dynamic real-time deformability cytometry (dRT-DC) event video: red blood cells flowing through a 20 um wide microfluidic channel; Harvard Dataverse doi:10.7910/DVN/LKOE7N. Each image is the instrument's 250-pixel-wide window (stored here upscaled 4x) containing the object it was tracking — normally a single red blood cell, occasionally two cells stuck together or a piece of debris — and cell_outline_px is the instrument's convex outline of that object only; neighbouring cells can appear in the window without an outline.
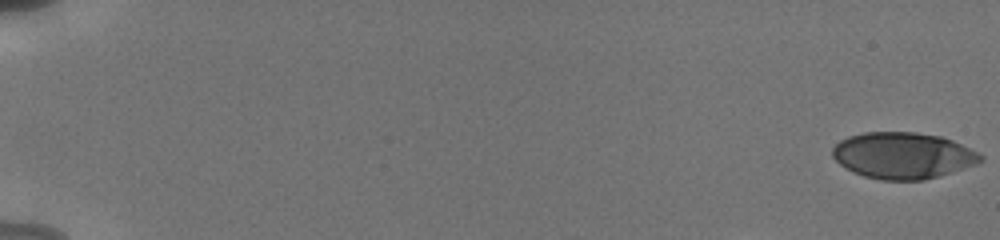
{"species": "human", "species_latin": "Homo sapiens", "temperature_condition": "cold", "stored_images_in_passage": 5, "camera_frame_rate_fps": 3000, "um_per_image_px": 0.085, "donor": {"sex": "male"}, "frame": {"image": 1, "passage_image": 1, "time_ms": 0.0, "image_size_px": [1000, 240], "cell_outline_px": [[984, 160], [952, 172], [940, 176], [924, 180], [880, 180], [864, 176], [852, 172], [840, 164], [832, 156], [832, 148], [840, 140], [848, 136], [864, 132], [916, 132], [940, 136], [952, 140], [984, 156]], "centroid_in_image_um": [76.71, 13.22], "position_along_channel_um": 8.3, "area_um2": 39.94}}